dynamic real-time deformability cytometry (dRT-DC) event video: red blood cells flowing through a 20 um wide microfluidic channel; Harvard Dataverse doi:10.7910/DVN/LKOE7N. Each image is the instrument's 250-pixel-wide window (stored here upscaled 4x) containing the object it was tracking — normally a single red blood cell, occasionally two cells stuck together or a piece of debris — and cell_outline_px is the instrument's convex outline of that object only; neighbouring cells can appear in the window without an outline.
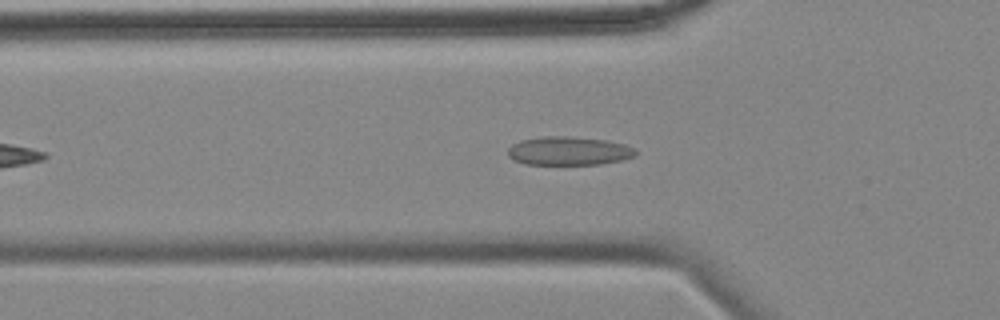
{"species": "common noctule bat (a hibernating species)", "species_latin": "Nyctalus noctula", "temperature_condition": "cold", "stored_images_in_passage": 47, "camera_frame_rate_fps": 3000, "um_per_image_px": 0.085, "animal": {"sex": "female", "body_mass_g": 18.4}, "frame": {"image": 1, "passage_image": 11, "time_ms": 3.333, "image_size_px": [1000, 320], "cell_outline_px": [[636, 156], [620, 160], [600, 164], [524, 164], [508, 156], [508, 148], [512, 144], [520, 140], [540, 136], [572, 136], [608, 140], [624, 144], [636, 148]], "centroid_in_image_um": [48.35, 12.81], "position_along_channel_um": 77.4, "area_um2": 21.44}}
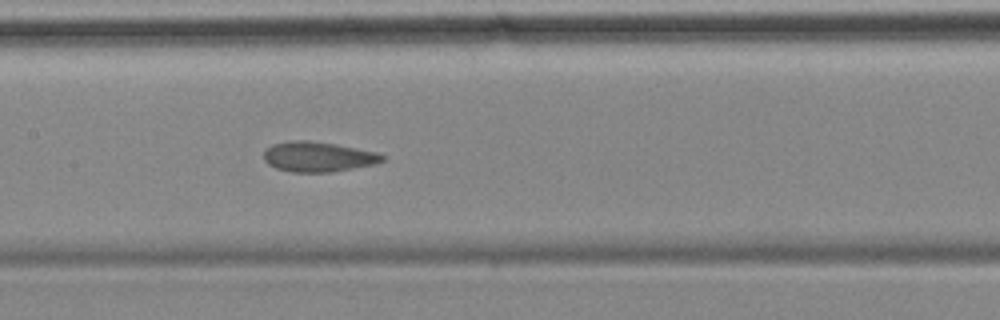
{"frame": {"image": 2, "passage_image": 20, "time_ms": 6.333, "image_size_px": [1000, 320], "cell_outline_px": [[388, 156], [384, 160], [376, 164], [332, 172], [292, 172], [276, 168], [268, 164], [264, 160], [264, 152], [272, 144], [288, 140], [308, 140], [336, 144], [376, 152]], "centroid_in_image_um": [27.05, 13.32], "position_along_channel_um": 180.3, "area_um2": 20.92}}
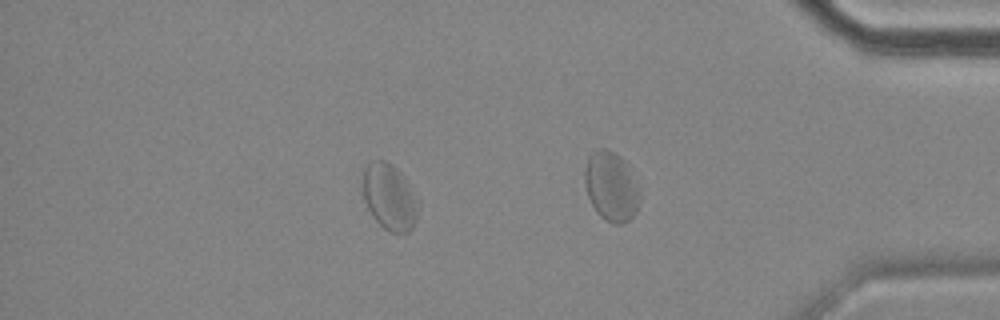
{"frame": {"image": 3, "passage_image": 39, "time_ms": 12.667, "image_size_px": [1000, 320], "cell_outline_px": [[420, 204], [416, 220], [412, 228], [408, 232], [392, 232], [384, 228], [372, 216], [364, 200], [360, 184], [360, 176], [364, 168], [372, 160], [384, 160], [392, 164], [404, 176], [420, 200]], "centroid_in_image_um": [33.09, 16.7], "position_along_channel_um": 402.1, "area_um2": 22.02}, "authors_computed_cell_mechanics": {"area_um2": 21.3282, "velocity_mm_per_s": 3.4183, "shape_relaxation_time_tau1_ms": null, "shape_relaxation_time_tau2_ms": 0.7317, "deformation_change_tau1": null, "deformation_change_tau2": 0.0426}}